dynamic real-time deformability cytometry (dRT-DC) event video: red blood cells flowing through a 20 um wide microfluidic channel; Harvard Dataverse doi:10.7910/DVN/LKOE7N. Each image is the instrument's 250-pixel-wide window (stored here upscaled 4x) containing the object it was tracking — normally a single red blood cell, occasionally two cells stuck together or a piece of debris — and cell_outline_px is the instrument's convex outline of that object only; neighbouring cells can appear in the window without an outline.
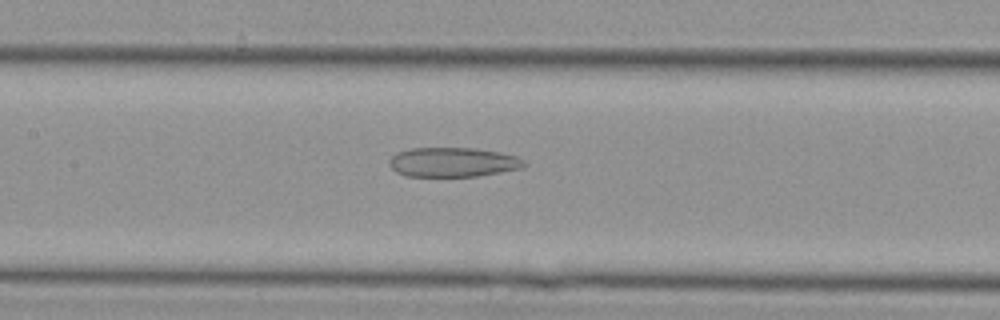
{"species": "Egyptian fruit bat (a non-hibernating species)", "species_latin": "Rousettus aegyptiacus", "temperature_condition": "cold", "stored_images_in_passage": 24, "camera_frame_rate_fps": 3000, "um_per_image_px": 0.085, "animal": {"sex": "female"}, "frame": {"image": 1, "passage_image": 11, "time_ms": 3.333, "image_size_px": [1000, 320], "cell_outline_px": [[528, 164], [520, 168], [500, 172], [476, 176], [404, 176], [396, 172], [388, 164], [388, 160], [396, 152], [412, 148], [472, 148], [500, 152], [516, 156], [524, 160]], "centroid_in_image_um": [38.47, 13.78], "position_along_channel_um": 168.9, "area_um2": 23.18}}
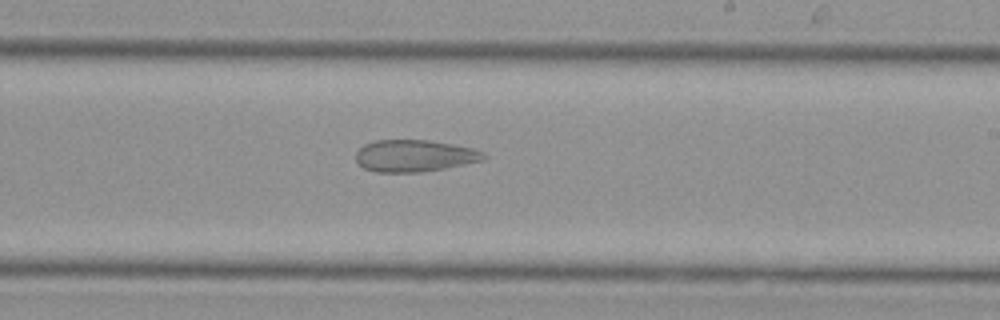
{"frame": {"image": 2, "passage_image": 16, "time_ms": 5.0, "image_size_px": [1000, 320], "cell_outline_px": [[488, 156], [484, 160], [444, 168], [420, 172], [376, 172], [364, 168], [356, 160], [356, 152], [364, 144], [376, 140], [428, 140], [476, 148], [484, 152]], "centroid_in_image_um": [35.26, 13.23], "position_along_channel_um": 253.7, "area_um2": 23.81}}
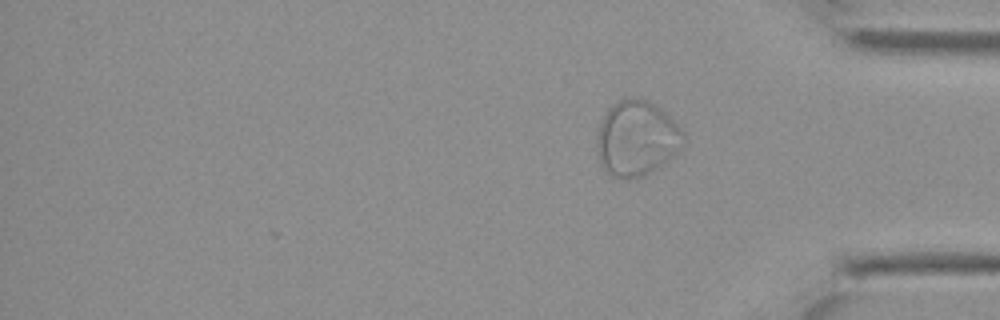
{"frame": {"image": 3, "passage_image": 24, "time_ms": 7.667, "image_size_px": [1000, 320], "cell_outline_px": [[684, 140], [680, 148], [672, 156], [656, 168], [640, 176], [624, 180], [612, 176], [600, 164], [596, 148], [596, 140], [600, 124], [608, 108], [616, 100], [640, 96], [648, 100], [672, 116], [684, 132]], "centroid_in_image_um": [54.1, 11.72], "position_along_channel_um": 381.1, "area_um2": 38.15}}